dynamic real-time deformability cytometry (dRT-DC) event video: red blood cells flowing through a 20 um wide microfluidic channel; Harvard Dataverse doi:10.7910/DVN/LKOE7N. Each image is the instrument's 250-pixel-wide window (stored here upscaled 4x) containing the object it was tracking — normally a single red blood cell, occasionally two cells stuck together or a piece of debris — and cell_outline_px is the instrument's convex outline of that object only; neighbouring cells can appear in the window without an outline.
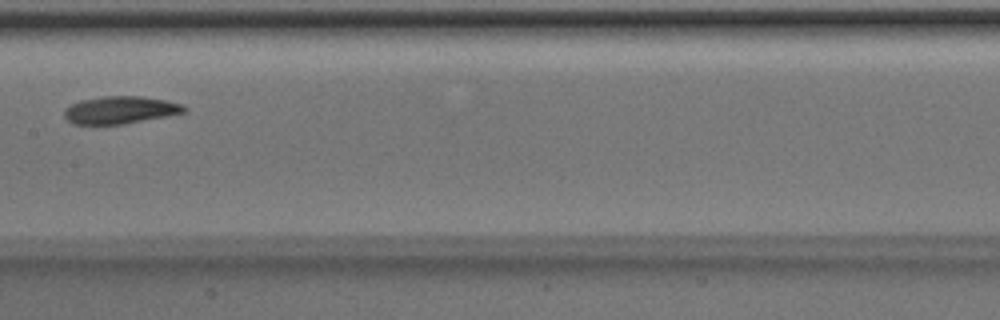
{"species": "Egyptian fruit bat (a non-hibernating species)", "species_latin": "Rousettus aegyptiacus", "temperature_condition": "room temperature", "stored_images_in_passage": 6, "camera_frame_rate_fps": 3000, "um_per_image_px": 0.085, "animal": {"sex": "male"}, "frame": {"image": 1, "passage_image": 6, "time_ms": 1.667, "image_size_px": [1000, 320], "cell_outline_px": [[188, 108], [184, 112], [168, 116], [124, 124], [72, 124], [64, 116], [64, 108], [80, 100], [104, 96], [140, 96], [168, 100], [184, 104]], "centroid_in_image_um": [10.25, 9.34], "position_along_channel_um": 197.2, "area_um2": 19.36}}